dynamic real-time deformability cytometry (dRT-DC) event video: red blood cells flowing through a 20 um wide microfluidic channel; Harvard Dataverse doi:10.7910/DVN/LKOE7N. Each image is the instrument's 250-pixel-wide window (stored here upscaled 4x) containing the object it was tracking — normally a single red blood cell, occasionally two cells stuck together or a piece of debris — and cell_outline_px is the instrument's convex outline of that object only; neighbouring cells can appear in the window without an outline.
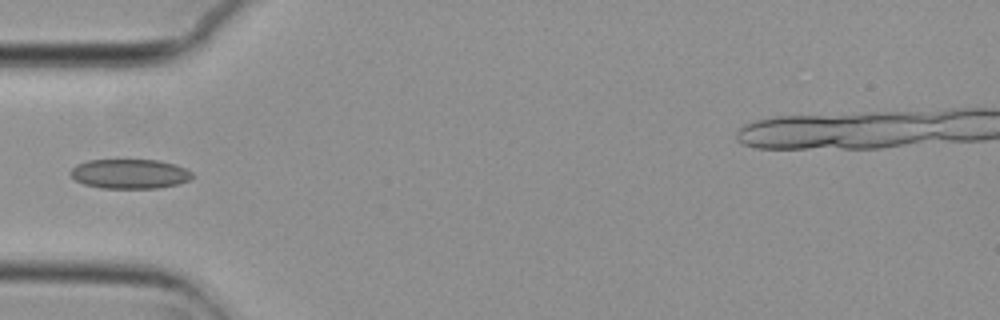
{"species": "common noctule bat (a hibernating species)", "species_latin": "Nyctalus noctula", "temperature_condition": "cold", "stored_images_in_passage": 5, "camera_frame_rate_fps": 3000, "um_per_image_px": 0.085, "animal": {"sex": "female", "body_mass_g": 29.2, "forearm_length_mm": 56.3}, "frame": {"image": 1, "passage_image": 4, "time_ms": 1.0, "image_size_px": [1000, 320], "cell_outline_px": [[196, 176], [188, 180], [176, 184], [160, 188], [100, 188], [84, 184], [76, 180], [68, 172], [76, 164], [88, 160], [156, 160], [176, 164], [192, 172]], "centroid_in_image_um": [11.02, 14.77], "position_along_channel_um": 74.0, "area_um2": 21.04}}
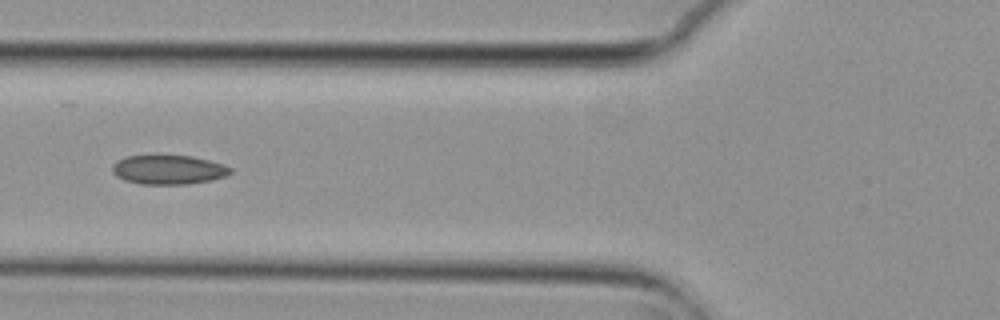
{"frame": {"image": 2, "passage_image": 5, "time_ms": 1.333, "image_size_px": [1000, 320], "cell_outline_px": [[232, 172], [228, 176], [212, 180], [188, 184], [140, 184], [124, 180], [116, 176], [112, 172], [112, 164], [116, 160], [128, 156], [156, 152], [192, 156], [224, 164], [232, 168]], "centroid_in_image_um": [14.29, 14.38], "position_along_channel_um": 111.5, "area_um2": 21.15}}